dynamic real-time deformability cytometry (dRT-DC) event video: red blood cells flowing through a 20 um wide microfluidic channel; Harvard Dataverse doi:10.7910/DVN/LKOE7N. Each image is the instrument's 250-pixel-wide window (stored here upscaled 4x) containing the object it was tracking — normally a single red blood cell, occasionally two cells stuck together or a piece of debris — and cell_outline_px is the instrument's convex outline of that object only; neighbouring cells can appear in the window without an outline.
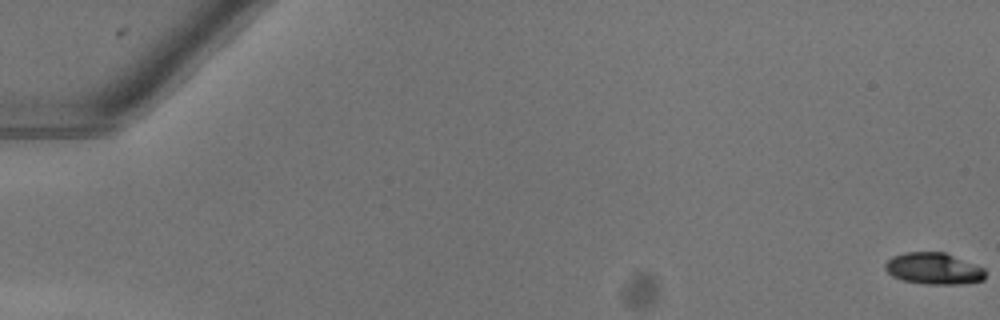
{"species": "common noctule bat (a hibernating species)", "species_latin": "Nyctalus noctula", "temperature_condition": "warm", "stored_images_in_passage": 53, "camera_frame_rate_fps": 3000, "um_per_image_px": 0.085, "animal": {"sex": "female"}, "frame": {"image": 1, "passage_image": 1, "time_ms": 0.0, "image_size_px": [1000, 320], "cell_outline_px": [[984, 280], [964, 284], [924, 284], [900, 280], [892, 276], [884, 268], [884, 264], [892, 256], [904, 252], [944, 252], [984, 268]], "centroid_in_image_um": [79.32, 22.84], "position_along_channel_um": 5.7, "area_um2": 18.5}}
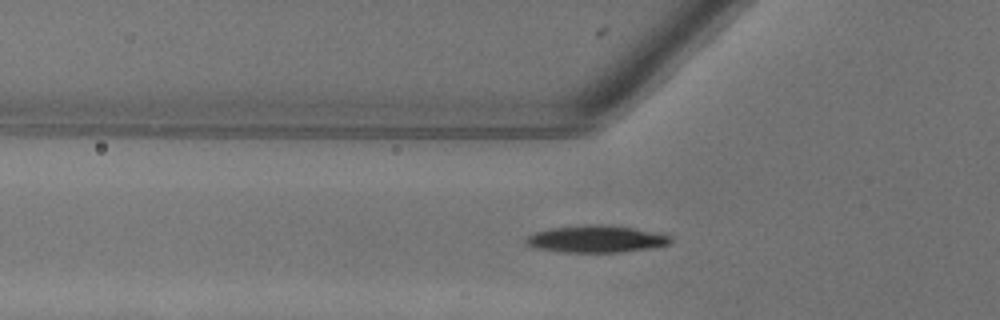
{"frame": {"image": 2, "passage_image": 20, "time_ms": 6.333, "image_size_px": [1000, 320], "cell_outline_px": [[672, 240], [668, 244], [648, 248], [620, 252], [564, 252], [536, 248], [528, 244], [524, 240], [528, 236], [536, 232], [552, 228], [584, 224], [604, 224], [632, 228], [652, 232], [668, 236]], "centroid_in_image_um": [50.63, 20.31], "position_along_channel_um": 75.2, "area_um2": 22.37}}
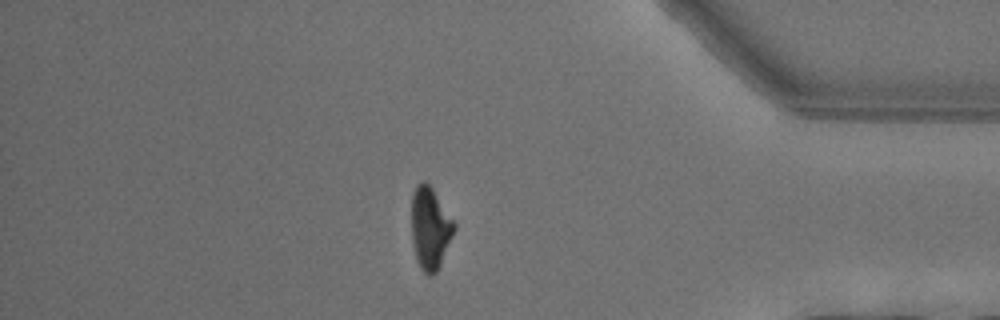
{"frame": {"image": 3, "passage_image": 46, "time_ms": 15.0, "image_size_px": [1000, 320], "cell_outline_px": [[456, 228], [440, 264], [436, 272], [432, 276], [428, 276], [420, 268], [412, 244], [412, 192], [416, 184], [424, 180], [432, 188], [456, 224]], "centroid_in_image_um": [36.55, 19.38], "position_along_channel_um": 398.6, "area_um2": 20.29}, "authors_computed_cell_mechanics": {"area_um2": 21.386, "velocity_mm_per_s": 4.077, "shape_relaxation_time_tau1_ms": 4.0004, "shape_relaxation_time_tau2_ms": 4.0952, "deformation_change_tau1": 0.1628, "deformation_change_tau2": 0.0764}}